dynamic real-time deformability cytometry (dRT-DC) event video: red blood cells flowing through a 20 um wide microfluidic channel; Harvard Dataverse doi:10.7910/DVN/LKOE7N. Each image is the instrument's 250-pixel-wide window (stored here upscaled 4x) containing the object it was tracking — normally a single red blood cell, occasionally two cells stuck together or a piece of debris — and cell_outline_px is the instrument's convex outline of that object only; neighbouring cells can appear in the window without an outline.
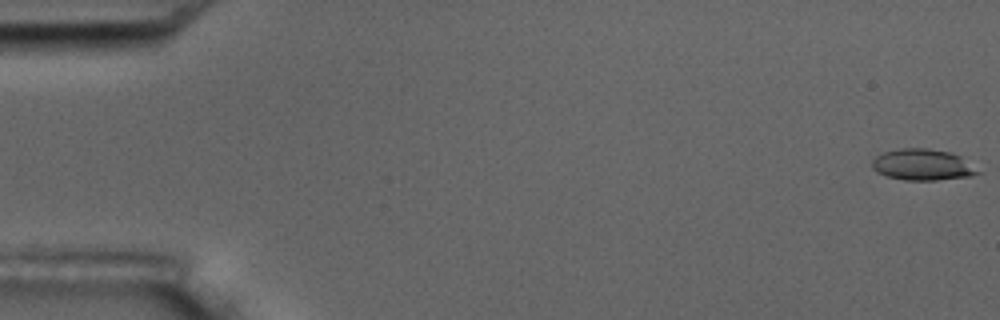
{"species": "common noctule bat (a hibernating species)", "species_latin": "Nyctalus noctula", "temperature_condition": "room temperature", "stored_images_in_passage": 7, "camera_frame_rate_fps": 3000, "um_per_image_px": 0.085, "animal": {"sex": "male", "body_mass_g": 17.5, "forearm_length_mm": 52.3}, "frame": {"image": 1, "passage_image": 1, "time_ms": 0.0, "image_size_px": [1000, 320], "cell_outline_px": [[984, 172], [972, 176], [936, 180], [904, 180], [888, 176], [876, 172], [872, 168], [872, 160], [876, 156], [884, 152], [900, 148], [928, 148], [952, 152], [960, 156]], "centroid_in_image_um": [78.46, 14.0], "position_along_channel_um": 6.5, "area_um2": 19.48}}